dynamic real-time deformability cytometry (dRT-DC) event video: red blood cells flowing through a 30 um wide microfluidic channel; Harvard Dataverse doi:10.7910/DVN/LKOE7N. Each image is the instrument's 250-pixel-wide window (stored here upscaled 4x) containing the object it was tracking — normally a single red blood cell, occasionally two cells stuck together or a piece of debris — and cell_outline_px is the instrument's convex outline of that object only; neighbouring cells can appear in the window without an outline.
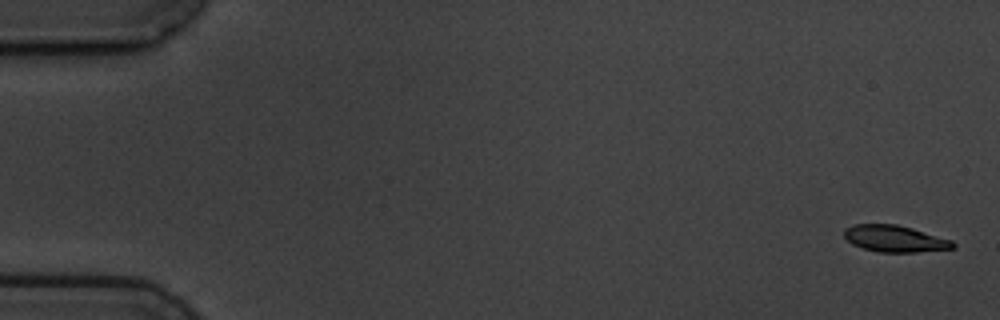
{"species": "common noctule bat (a hibernating species)", "species_latin": "Nyctalus noctula", "temperature_condition": "cold", "stored_images_in_passage": 8, "camera_frame_rate_fps": 3000, "um_per_image_px": 0.085, "animal": {"sex": "male", "body_mass_g": 19.5, "forearm_length_mm": 54.6}, "frame": {"image": 1, "passage_image": 1, "time_ms": 0.0, "image_size_px": [1000, 320], "cell_outline_px": [[956, 248], [916, 252], [876, 252], [852, 244], [844, 236], [844, 228], [852, 224], [896, 224], [912, 228], [952, 240], [956, 244]], "centroid_in_image_um": [76.06, 20.28], "position_along_channel_um": 8.9, "area_um2": 16.94}}
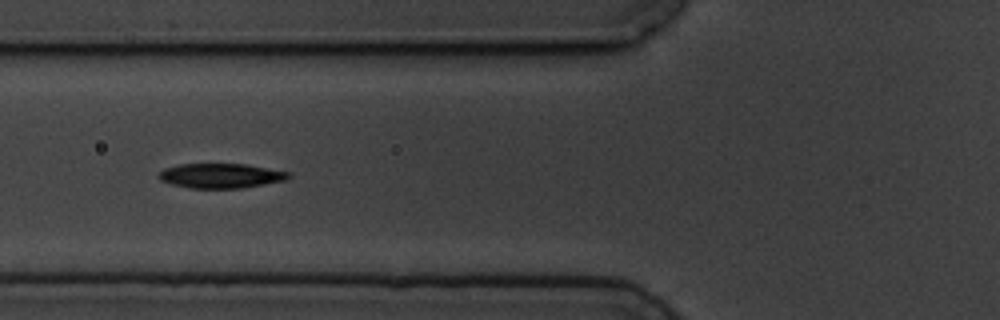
{"frame": {"image": 2, "passage_image": 6, "time_ms": 6.667, "image_size_px": [1000, 320], "cell_outline_px": [[292, 176], [288, 180], [240, 188], [188, 188], [172, 184], [160, 180], [156, 176], [164, 168], [180, 164], [244, 164], [292, 172]], "centroid_in_image_um": [18.79, 14.94], "position_along_channel_um": 107.0, "area_um2": 18.79}}
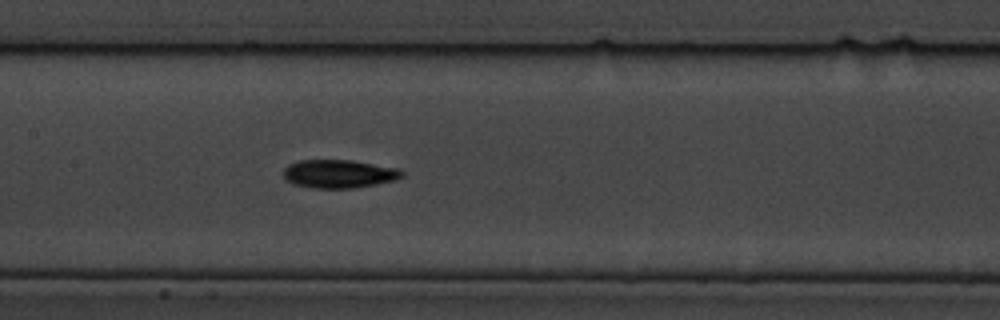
{"frame": {"image": 3, "passage_image": 8, "time_ms": 8.667, "image_size_px": [1000, 320], "cell_outline_px": [[404, 176], [396, 180], [376, 184], [352, 188], [312, 188], [292, 184], [284, 180], [284, 168], [288, 164], [300, 160], [352, 160], [400, 168], [404, 172]], "centroid_in_image_um": [28.82, 14.77], "position_along_channel_um": 178.6, "area_um2": 19.83}}